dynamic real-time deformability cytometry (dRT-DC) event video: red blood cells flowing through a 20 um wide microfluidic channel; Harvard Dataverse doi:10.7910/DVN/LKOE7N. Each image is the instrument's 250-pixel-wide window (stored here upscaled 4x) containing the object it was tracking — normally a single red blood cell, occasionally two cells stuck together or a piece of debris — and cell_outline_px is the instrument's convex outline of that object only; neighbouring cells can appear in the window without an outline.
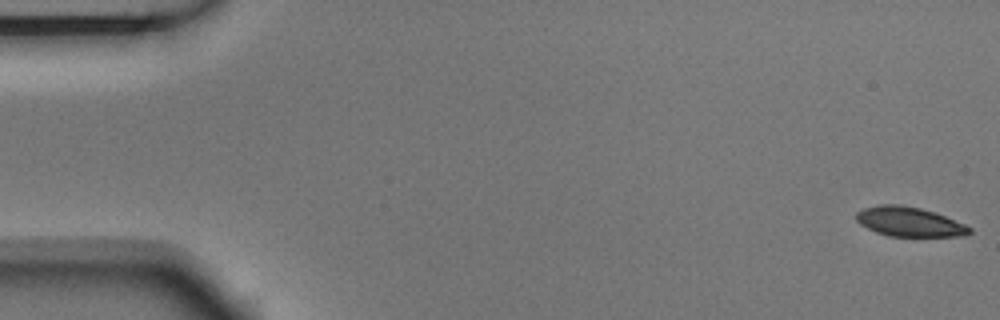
{"species": "Egyptian fruit bat (a non-hibernating species)", "species_latin": "Rousettus aegyptiacus", "temperature_condition": "room temperature", "stored_images_in_passage": 6, "camera_frame_rate_fps": 3000, "um_per_image_px": 0.085, "animal": {"sex": "male"}, "frame": {"image": 1, "passage_image": 1, "time_ms": 0.0, "image_size_px": [1000, 320], "cell_outline_px": [[972, 232], [964, 236], [888, 236], [876, 232], [860, 224], [856, 220], [856, 212], [864, 208], [880, 204], [896, 204], [920, 208], [936, 212], [964, 224], [972, 228]], "centroid_in_image_um": [77.29, 18.85], "position_along_channel_um": 7.7, "area_um2": 19.48}}